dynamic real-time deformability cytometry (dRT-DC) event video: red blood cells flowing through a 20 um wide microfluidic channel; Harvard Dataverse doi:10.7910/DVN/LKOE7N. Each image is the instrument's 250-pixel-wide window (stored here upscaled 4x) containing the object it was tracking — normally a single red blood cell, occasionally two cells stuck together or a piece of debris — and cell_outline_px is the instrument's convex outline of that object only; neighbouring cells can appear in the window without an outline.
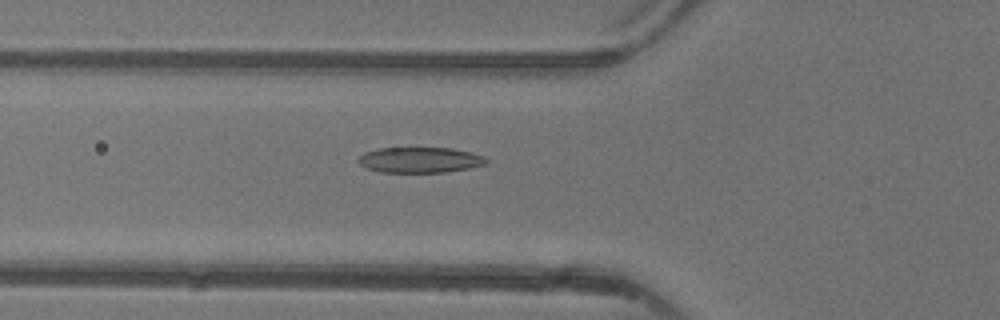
{"species": "common noctule bat (a hibernating species)", "species_latin": "Nyctalus noctula", "temperature_condition": "warm", "stored_images_in_passage": 48, "camera_frame_rate_fps": 3000, "um_per_image_px": 0.085, "animal": {"sex": "female"}, "frame": {"image": 1, "passage_image": 18, "time_ms": 5.667, "image_size_px": [1000, 320], "cell_outline_px": [[488, 160], [484, 164], [468, 168], [444, 172], [380, 172], [368, 168], [360, 164], [356, 160], [364, 152], [380, 148], [452, 148], [472, 152], [484, 156]], "centroid_in_image_um": [35.68, 13.59], "position_along_channel_um": 90.1, "area_um2": 18.96}}
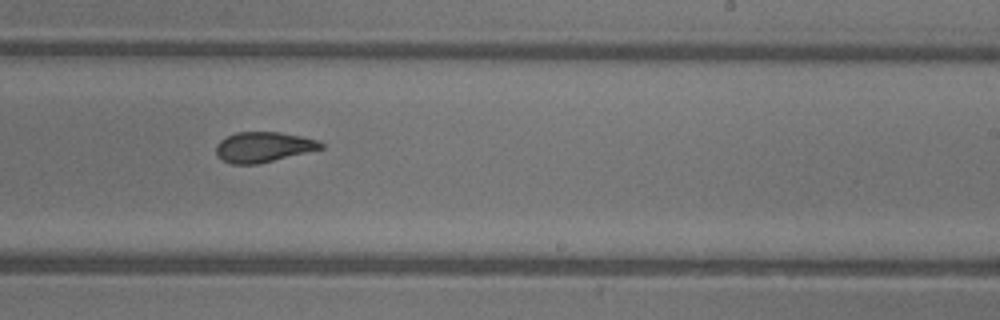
{"frame": {"image": 2, "passage_image": 30, "time_ms": 9.667, "image_size_px": [1000, 320], "cell_outline_px": [[324, 148], [256, 164], [232, 164], [224, 160], [216, 152], [216, 144], [220, 140], [236, 132], [280, 132], [320, 140], [324, 144]], "centroid_in_image_um": [22.41, 12.48], "position_along_channel_um": 266.6, "area_um2": 18.26}}
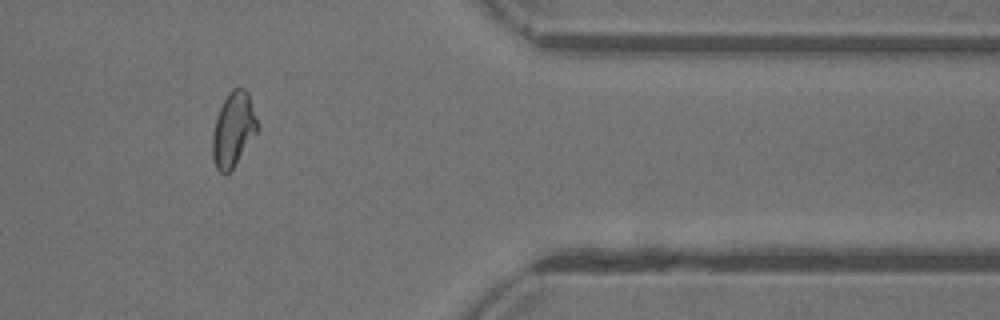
{"frame": {"image": 3, "passage_image": 40, "time_ms": 13.0, "image_size_px": [1000, 320], "cell_outline_px": [[260, 128], [232, 168], [224, 176], [216, 168], [212, 156], [212, 136], [216, 116], [228, 92], [232, 88], [244, 88], [248, 92]], "centroid_in_image_um": [19.83, 10.99], "position_along_channel_um": 391.6, "area_um2": 19.48}, "authors_computed_cell_mechanics": {"area_um2": 19.5942, "velocity_mm_per_s": 4.4028, "shape_relaxation_time_tau1_ms": 4.0768, "shape_relaxation_time_tau2_ms": 1.5898, "deformation_change_tau1": 0.1704, "deformation_change_tau2": 0.0856}}